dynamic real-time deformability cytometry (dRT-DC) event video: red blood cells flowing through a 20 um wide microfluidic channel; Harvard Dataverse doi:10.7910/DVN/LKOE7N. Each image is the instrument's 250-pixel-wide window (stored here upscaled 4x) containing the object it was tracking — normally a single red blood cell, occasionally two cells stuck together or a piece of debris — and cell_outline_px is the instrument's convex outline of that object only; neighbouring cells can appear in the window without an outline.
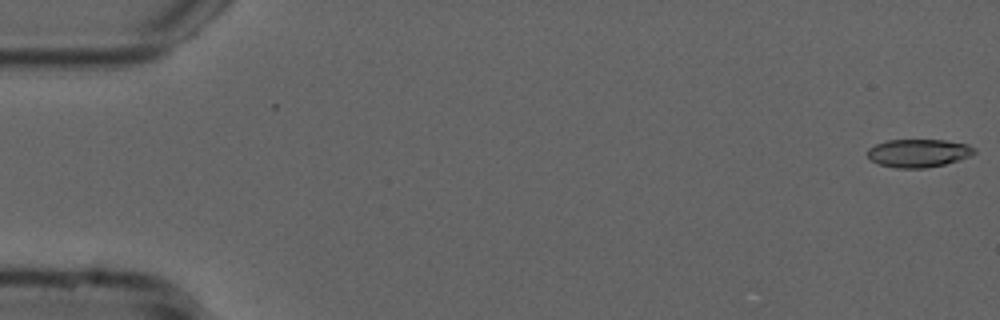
{"species": "common noctule bat (a hibernating species)", "species_latin": "Nyctalus noctula", "temperature_condition": "cold", "stored_images_in_passage": 50, "camera_frame_rate_fps": 3000, "um_per_image_px": 0.085, "animal": {"sex": "male", "forearm_length_mm": 52.5}, "frame": {"image": 1, "passage_image": 1, "time_ms": 0.0, "image_size_px": [1000, 320], "cell_outline_px": [[976, 152], [968, 156], [944, 164], [924, 168], [896, 168], [880, 164], [872, 160], [868, 156], [868, 148], [876, 144], [888, 140], [944, 140], [968, 144], [976, 148]], "centroid_in_image_um": [78.07, 13.0], "position_along_channel_um": 6.9, "area_um2": 17.28}}
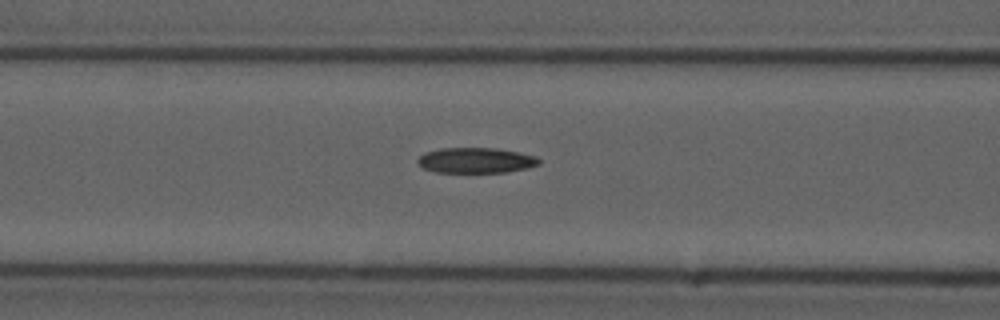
{"frame": {"image": 2, "passage_image": 22, "time_ms": 7.0, "image_size_px": [1000, 320], "cell_outline_px": [[540, 164], [528, 168], [508, 172], [436, 172], [424, 168], [416, 160], [424, 152], [440, 148], [496, 148], [520, 152], [536, 156], [540, 160]], "centroid_in_image_um": [40.48, 13.62], "position_along_channel_um": 126.1, "area_um2": 18.03}}
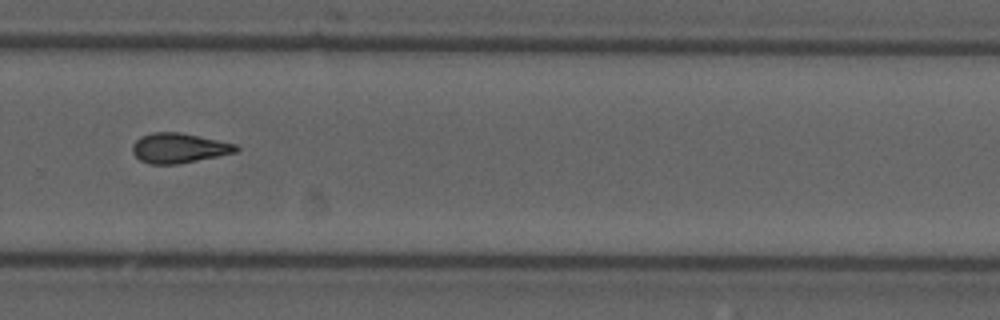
{"frame": {"image": 3, "passage_image": 37, "time_ms": 12.0, "image_size_px": [1000, 320], "cell_outline_px": [[240, 148], [236, 152], [176, 164], [148, 164], [140, 160], [132, 152], [132, 144], [140, 136], [152, 132], [180, 132], [236, 144]], "centroid_in_image_um": [15.16, 12.57], "position_along_channel_um": 314.6, "area_um2": 17.92}, "authors_computed_cell_mechanics": {"area_um2": 17.9469, "velocity_mm_per_s": 3.7853, "shape_relaxation_time_tau1_ms": 9.1452, "shape_relaxation_time_tau2_ms": 6.9423, "deformation_change_tau1": 0.2089, "deformation_change_tau2": 0.179}}